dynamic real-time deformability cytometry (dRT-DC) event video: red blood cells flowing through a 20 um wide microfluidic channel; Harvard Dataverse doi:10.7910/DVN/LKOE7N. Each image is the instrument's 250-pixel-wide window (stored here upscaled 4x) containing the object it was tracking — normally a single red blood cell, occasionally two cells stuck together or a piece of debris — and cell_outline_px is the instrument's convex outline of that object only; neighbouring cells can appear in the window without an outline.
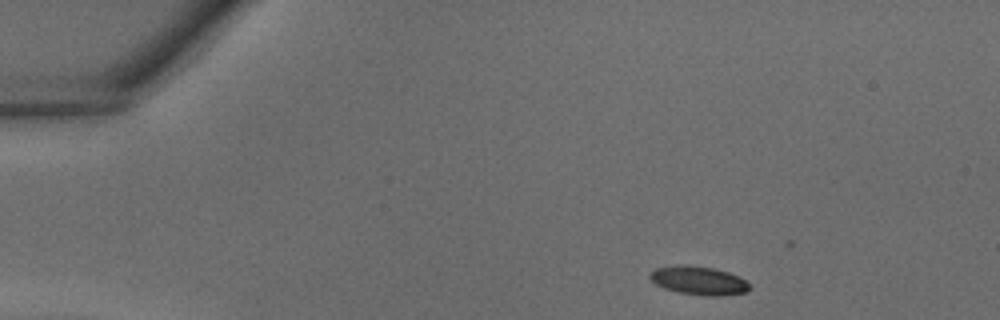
{"species": "common noctule bat (a hibernating species)", "species_latin": "Nyctalus noctula", "temperature_condition": "warm", "stored_images_in_passage": 9, "camera_frame_rate_fps": 3000, "um_per_image_px": 0.085, "animal": {"sex": "male", "body_mass_g": 18.8}, "frame": {"image": 1, "passage_image": 1, "time_ms": 0.0, "image_size_px": [1000, 320], "cell_outline_px": [[752, 288], [744, 292], [720, 296], [708, 296], [680, 292], [664, 288], [656, 284], [648, 276], [656, 268], [712, 268], [728, 272], [744, 280]], "centroid_in_image_um": [59.44, 23.91], "position_along_channel_um": 25.6, "area_um2": 15.43}}
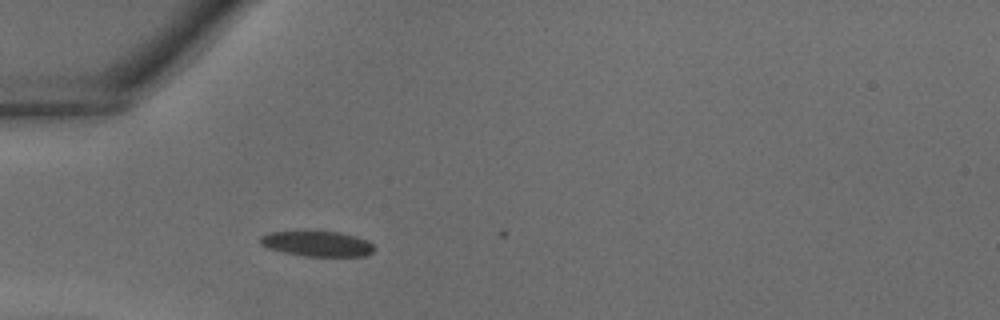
{"frame": {"image": 2, "passage_image": 7, "time_ms": 2.0, "image_size_px": [1000, 320], "cell_outline_px": [[376, 248], [368, 256], [304, 256], [284, 252], [268, 248], [260, 244], [260, 236], [268, 232], [340, 232], [356, 236], [368, 240]], "centroid_in_image_um": [27.0, 20.72], "position_along_channel_um": 58.0, "area_um2": 16.76}}